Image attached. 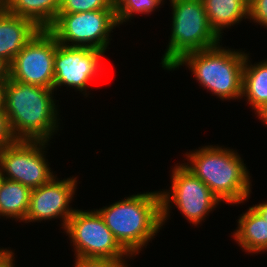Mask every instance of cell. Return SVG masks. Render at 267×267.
Listing matches in <instances>:
<instances>
[{"label": "cell", "mask_w": 267, "mask_h": 267, "mask_svg": "<svg viewBox=\"0 0 267 267\" xmlns=\"http://www.w3.org/2000/svg\"><path fill=\"white\" fill-rule=\"evenodd\" d=\"M104 53L89 47H69L58 43L53 64V89L64 85L87 92L90 81L101 69L100 60Z\"/></svg>", "instance_id": "obj_11"}, {"label": "cell", "mask_w": 267, "mask_h": 267, "mask_svg": "<svg viewBox=\"0 0 267 267\" xmlns=\"http://www.w3.org/2000/svg\"><path fill=\"white\" fill-rule=\"evenodd\" d=\"M58 42L48 29H40L15 56L10 79L53 88L54 56Z\"/></svg>", "instance_id": "obj_10"}, {"label": "cell", "mask_w": 267, "mask_h": 267, "mask_svg": "<svg viewBox=\"0 0 267 267\" xmlns=\"http://www.w3.org/2000/svg\"><path fill=\"white\" fill-rule=\"evenodd\" d=\"M248 19L267 27V0H250L248 2Z\"/></svg>", "instance_id": "obj_22"}, {"label": "cell", "mask_w": 267, "mask_h": 267, "mask_svg": "<svg viewBox=\"0 0 267 267\" xmlns=\"http://www.w3.org/2000/svg\"><path fill=\"white\" fill-rule=\"evenodd\" d=\"M102 9H116L111 0H60L58 13H80Z\"/></svg>", "instance_id": "obj_20"}, {"label": "cell", "mask_w": 267, "mask_h": 267, "mask_svg": "<svg viewBox=\"0 0 267 267\" xmlns=\"http://www.w3.org/2000/svg\"><path fill=\"white\" fill-rule=\"evenodd\" d=\"M10 79V65L0 57V83H6Z\"/></svg>", "instance_id": "obj_25"}, {"label": "cell", "mask_w": 267, "mask_h": 267, "mask_svg": "<svg viewBox=\"0 0 267 267\" xmlns=\"http://www.w3.org/2000/svg\"><path fill=\"white\" fill-rule=\"evenodd\" d=\"M225 48L218 44L209 49L187 53L169 71L187 65L207 91L222 100L241 99L246 53Z\"/></svg>", "instance_id": "obj_4"}, {"label": "cell", "mask_w": 267, "mask_h": 267, "mask_svg": "<svg viewBox=\"0 0 267 267\" xmlns=\"http://www.w3.org/2000/svg\"><path fill=\"white\" fill-rule=\"evenodd\" d=\"M248 55L243 68L242 97L247 98L256 114L267 103V59L253 65Z\"/></svg>", "instance_id": "obj_16"}, {"label": "cell", "mask_w": 267, "mask_h": 267, "mask_svg": "<svg viewBox=\"0 0 267 267\" xmlns=\"http://www.w3.org/2000/svg\"><path fill=\"white\" fill-rule=\"evenodd\" d=\"M208 22L215 34L222 38V29L248 18L246 0H202Z\"/></svg>", "instance_id": "obj_15"}, {"label": "cell", "mask_w": 267, "mask_h": 267, "mask_svg": "<svg viewBox=\"0 0 267 267\" xmlns=\"http://www.w3.org/2000/svg\"><path fill=\"white\" fill-rule=\"evenodd\" d=\"M47 144L48 141L16 140L0 149L3 178L31 190L50 182L55 176L44 155Z\"/></svg>", "instance_id": "obj_9"}, {"label": "cell", "mask_w": 267, "mask_h": 267, "mask_svg": "<svg viewBox=\"0 0 267 267\" xmlns=\"http://www.w3.org/2000/svg\"><path fill=\"white\" fill-rule=\"evenodd\" d=\"M119 27L116 9H102L80 13H58L48 30L57 42L69 47H89L106 51L109 35Z\"/></svg>", "instance_id": "obj_6"}, {"label": "cell", "mask_w": 267, "mask_h": 267, "mask_svg": "<svg viewBox=\"0 0 267 267\" xmlns=\"http://www.w3.org/2000/svg\"><path fill=\"white\" fill-rule=\"evenodd\" d=\"M186 156L189 162L182 165L207 185L220 202L239 205L249 199L251 176L238 152L207 145L187 152Z\"/></svg>", "instance_id": "obj_3"}, {"label": "cell", "mask_w": 267, "mask_h": 267, "mask_svg": "<svg viewBox=\"0 0 267 267\" xmlns=\"http://www.w3.org/2000/svg\"><path fill=\"white\" fill-rule=\"evenodd\" d=\"M16 141L10 128L9 120L4 108H0V149Z\"/></svg>", "instance_id": "obj_23"}, {"label": "cell", "mask_w": 267, "mask_h": 267, "mask_svg": "<svg viewBox=\"0 0 267 267\" xmlns=\"http://www.w3.org/2000/svg\"><path fill=\"white\" fill-rule=\"evenodd\" d=\"M252 207L267 221V202L255 204Z\"/></svg>", "instance_id": "obj_26"}, {"label": "cell", "mask_w": 267, "mask_h": 267, "mask_svg": "<svg viewBox=\"0 0 267 267\" xmlns=\"http://www.w3.org/2000/svg\"><path fill=\"white\" fill-rule=\"evenodd\" d=\"M40 28L30 19L6 12L0 14V57L9 65Z\"/></svg>", "instance_id": "obj_13"}, {"label": "cell", "mask_w": 267, "mask_h": 267, "mask_svg": "<svg viewBox=\"0 0 267 267\" xmlns=\"http://www.w3.org/2000/svg\"><path fill=\"white\" fill-rule=\"evenodd\" d=\"M53 94V88L12 79L3 85L2 107L16 140H51L59 129Z\"/></svg>", "instance_id": "obj_1"}, {"label": "cell", "mask_w": 267, "mask_h": 267, "mask_svg": "<svg viewBox=\"0 0 267 267\" xmlns=\"http://www.w3.org/2000/svg\"><path fill=\"white\" fill-rule=\"evenodd\" d=\"M96 210L131 256L139 254L162 228L160 191L131 195Z\"/></svg>", "instance_id": "obj_2"}, {"label": "cell", "mask_w": 267, "mask_h": 267, "mask_svg": "<svg viewBox=\"0 0 267 267\" xmlns=\"http://www.w3.org/2000/svg\"><path fill=\"white\" fill-rule=\"evenodd\" d=\"M13 254L14 252L7 248H0V267H15V257Z\"/></svg>", "instance_id": "obj_24"}, {"label": "cell", "mask_w": 267, "mask_h": 267, "mask_svg": "<svg viewBox=\"0 0 267 267\" xmlns=\"http://www.w3.org/2000/svg\"><path fill=\"white\" fill-rule=\"evenodd\" d=\"M60 0H8V12L28 18L40 29H48L58 17Z\"/></svg>", "instance_id": "obj_17"}, {"label": "cell", "mask_w": 267, "mask_h": 267, "mask_svg": "<svg viewBox=\"0 0 267 267\" xmlns=\"http://www.w3.org/2000/svg\"><path fill=\"white\" fill-rule=\"evenodd\" d=\"M171 190L161 191L162 225L170 213V203L184 214L189 223L198 225L206 214L221 202L199 178L182 164L175 165L171 175ZM173 202V203H172Z\"/></svg>", "instance_id": "obj_7"}, {"label": "cell", "mask_w": 267, "mask_h": 267, "mask_svg": "<svg viewBox=\"0 0 267 267\" xmlns=\"http://www.w3.org/2000/svg\"><path fill=\"white\" fill-rule=\"evenodd\" d=\"M5 83H0V108L2 107V99H3V85Z\"/></svg>", "instance_id": "obj_29"}, {"label": "cell", "mask_w": 267, "mask_h": 267, "mask_svg": "<svg viewBox=\"0 0 267 267\" xmlns=\"http://www.w3.org/2000/svg\"><path fill=\"white\" fill-rule=\"evenodd\" d=\"M259 119L267 126V103L256 113Z\"/></svg>", "instance_id": "obj_27"}, {"label": "cell", "mask_w": 267, "mask_h": 267, "mask_svg": "<svg viewBox=\"0 0 267 267\" xmlns=\"http://www.w3.org/2000/svg\"><path fill=\"white\" fill-rule=\"evenodd\" d=\"M172 6V30L168 47L161 59L170 70L185 54L220 44L211 29L202 0H169Z\"/></svg>", "instance_id": "obj_5"}, {"label": "cell", "mask_w": 267, "mask_h": 267, "mask_svg": "<svg viewBox=\"0 0 267 267\" xmlns=\"http://www.w3.org/2000/svg\"><path fill=\"white\" fill-rule=\"evenodd\" d=\"M8 12V0H0V14Z\"/></svg>", "instance_id": "obj_28"}, {"label": "cell", "mask_w": 267, "mask_h": 267, "mask_svg": "<svg viewBox=\"0 0 267 267\" xmlns=\"http://www.w3.org/2000/svg\"><path fill=\"white\" fill-rule=\"evenodd\" d=\"M3 176H2V169H1V166H0V182L2 180Z\"/></svg>", "instance_id": "obj_31"}, {"label": "cell", "mask_w": 267, "mask_h": 267, "mask_svg": "<svg viewBox=\"0 0 267 267\" xmlns=\"http://www.w3.org/2000/svg\"><path fill=\"white\" fill-rule=\"evenodd\" d=\"M74 267H128L125 259H107L75 256Z\"/></svg>", "instance_id": "obj_21"}, {"label": "cell", "mask_w": 267, "mask_h": 267, "mask_svg": "<svg viewBox=\"0 0 267 267\" xmlns=\"http://www.w3.org/2000/svg\"><path fill=\"white\" fill-rule=\"evenodd\" d=\"M55 177L31 191L25 223L60 218L64 229L76 209L69 206L77 188V179L70 177L58 180ZM70 207V208H69Z\"/></svg>", "instance_id": "obj_12"}, {"label": "cell", "mask_w": 267, "mask_h": 267, "mask_svg": "<svg viewBox=\"0 0 267 267\" xmlns=\"http://www.w3.org/2000/svg\"><path fill=\"white\" fill-rule=\"evenodd\" d=\"M65 232L73 242L74 256L107 259L132 257L115 239L104 219L95 209H76L67 221Z\"/></svg>", "instance_id": "obj_8"}, {"label": "cell", "mask_w": 267, "mask_h": 267, "mask_svg": "<svg viewBox=\"0 0 267 267\" xmlns=\"http://www.w3.org/2000/svg\"><path fill=\"white\" fill-rule=\"evenodd\" d=\"M31 191L19 182L2 178L0 182V216L24 222L29 209Z\"/></svg>", "instance_id": "obj_18"}, {"label": "cell", "mask_w": 267, "mask_h": 267, "mask_svg": "<svg viewBox=\"0 0 267 267\" xmlns=\"http://www.w3.org/2000/svg\"><path fill=\"white\" fill-rule=\"evenodd\" d=\"M122 1H123V0H115V1L113 2L114 7L116 8Z\"/></svg>", "instance_id": "obj_30"}, {"label": "cell", "mask_w": 267, "mask_h": 267, "mask_svg": "<svg viewBox=\"0 0 267 267\" xmlns=\"http://www.w3.org/2000/svg\"><path fill=\"white\" fill-rule=\"evenodd\" d=\"M163 0H123L116 7V18L120 26L130 20L134 14H149L162 5Z\"/></svg>", "instance_id": "obj_19"}, {"label": "cell", "mask_w": 267, "mask_h": 267, "mask_svg": "<svg viewBox=\"0 0 267 267\" xmlns=\"http://www.w3.org/2000/svg\"><path fill=\"white\" fill-rule=\"evenodd\" d=\"M238 229L233 233L235 241L245 252L267 251V221L253 208L240 215Z\"/></svg>", "instance_id": "obj_14"}]
</instances>
